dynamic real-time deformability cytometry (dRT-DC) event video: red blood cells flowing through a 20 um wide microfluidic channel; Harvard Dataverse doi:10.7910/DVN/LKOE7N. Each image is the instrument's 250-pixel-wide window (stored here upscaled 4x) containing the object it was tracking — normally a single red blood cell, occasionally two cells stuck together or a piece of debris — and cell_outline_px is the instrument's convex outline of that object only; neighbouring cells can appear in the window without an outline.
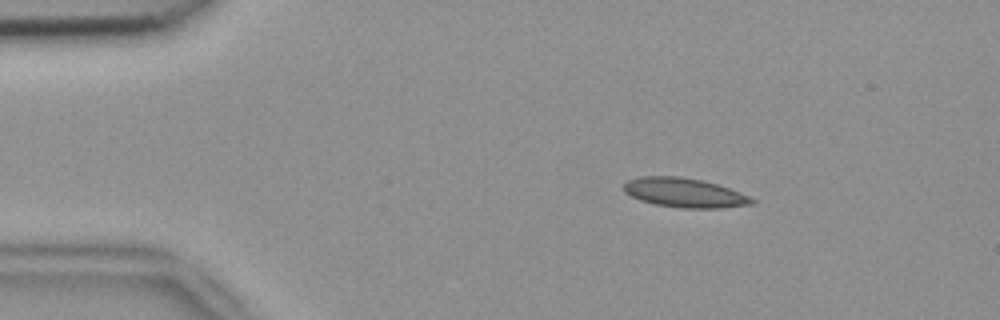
{"species": "common noctule bat (a hibernating species)", "species_latin": "Nyctalus noctula", "temperature_condition": "room temperature", "stored_images_in_passage": 45, "camera_frame_rate_fps": 3000, "um_per_image_px": 0.085, "animal": {"sex": "female", "body_mass_g": 18.4}, "frame": {"image": 1, "passage_image": 1, "time_ms": 0.0, "image_size_px": [1000, 320], "cell_outline_px": [[756, 204], [720, 208], [680, 208], [656, 204], [640, 200], [624, 192], [624, 184], [628, 180], [640, 176], [680, 176], [700, 180], [716, 184], [740, 192], [756, 200]], "centroid_in_image_um": [58.19, 16.38], "position_along_channel_um": 26.8, "area_um2": 21.85}}
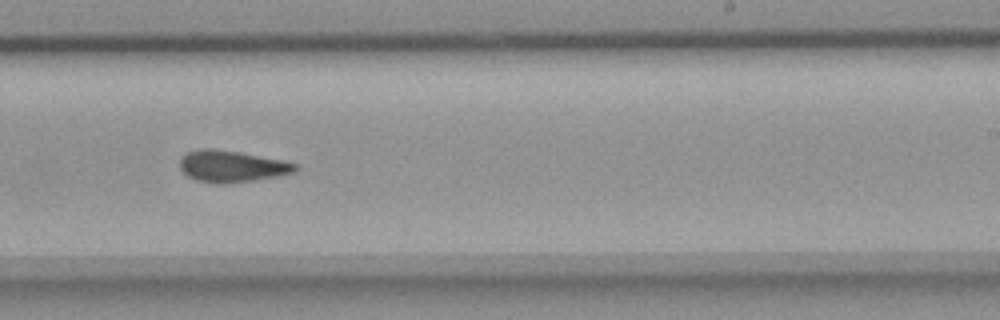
{"frame": {"image": 2, "passage_image": 25, "time_ms": 8.0, "image_size_px": [1000, 320], "cell_outline_px": [[300, 168], [296, 172], [276, 176], [228, 184], [220, 184], [196, 180], [188, 176], [180, 168], [180, 156], [188, 152], [200, 148], [212, 148], [240, 152], [284, 160], [300, 164]], "centroid_in_image_um": [19.73, 14.12], "position_along_channel_um": 269.3, "area_um2": 21.5}}
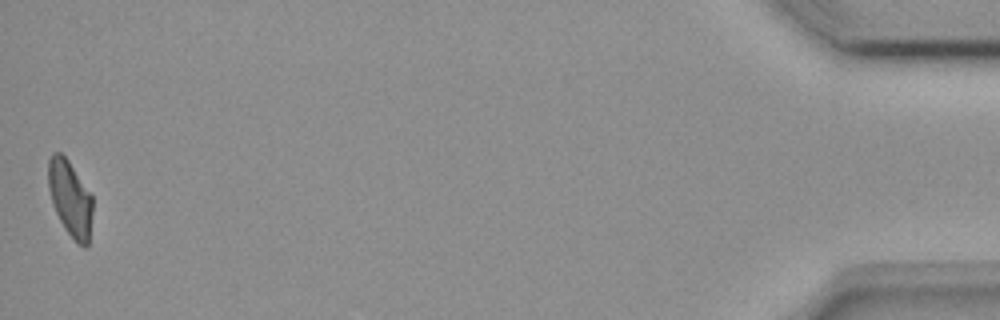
{"frame": {"image": 3, "passage_image": 45, "time_ms": 14.667, "image_size_px": [1000, 320], "cell_outline_px": [[92, 212], [88, 244], [84, 248], [64, 228], [52, 204], [48, 188], [48, 160], [52, 152], [60, 152], [68, 160], [92, 196]], "centroid_in_image_um": [5.94, 16.83], "position_along_channel_um": 429.3, "area_um2": 19.31}, "authors_computed_cell_mechanics": {"area_um2": 21.1548, "velocity_mm_per_s": 3.8087, "shape_relaxation_time_tau1_ms": null, "shape_relaxation_time_tau2_ms": 3.7689, "deformation_change_tau1": null, "deformation_change_tau2": 0.0996}}